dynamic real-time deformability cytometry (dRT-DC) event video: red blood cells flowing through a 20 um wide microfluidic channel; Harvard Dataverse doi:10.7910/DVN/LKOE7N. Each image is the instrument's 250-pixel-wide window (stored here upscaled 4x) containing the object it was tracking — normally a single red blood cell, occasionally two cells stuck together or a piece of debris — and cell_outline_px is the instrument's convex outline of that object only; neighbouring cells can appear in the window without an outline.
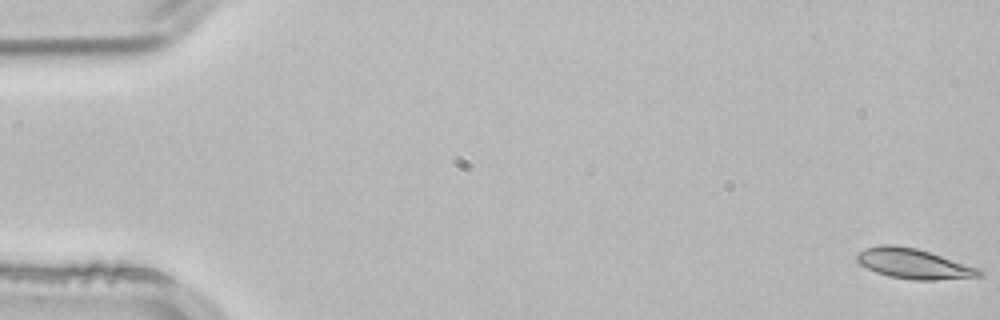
{"species": "common noctule bat (a hibernating species)", "species_latin": "Nyctalus noctula", "temperature_condition": "room temperature", "stored_images_in_passage": 53, "camera_frame_rate_fps": 3000, "um_per_image_px": 0.085, "animal": {"sex": "male", "body_mass_g": 21.5, "forearm_length_mm": 52.0}, "frame": {"image": 1, "passage_image": 1, "time_ms": 0.0, "image_size_px": [1000, 320], "cell_outline_px": [[984, 276], [936, 280], [912, 280], [888, 276], [876, 272], [860, 264], [856, 260], [856, 256], [860, 252], [868, 248], [880, 244], [892, 244], [916, 248], [980, 268], [984, 272]], "centroid_in_image_um": [77.7, 22.42], "position_along_channel_um": 7.3, "area_um2": 21.44}}
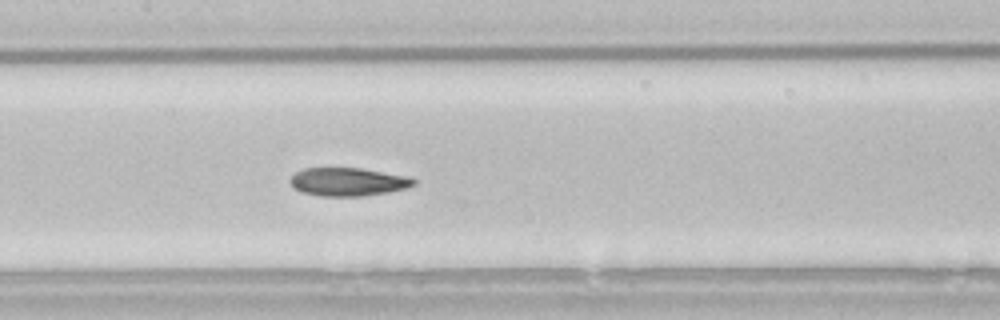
{"frame": {"image": 2, "passage_image": 26, "time_ms": 8.333, "image_size_px": [1000, 320], "cell_outline_px": [[416, 184], [408, 188], [388, 192], [364, 196], [320, 196], [300, 192], [292, 188], [288, 180], [296, 172], [304, 168], [360, 168], [408, 176], [416, 180]], "centroid_in_image_um": [29.56, 15.46], "position_along_channel_um": 177.8, "area_um2": 20.58}}
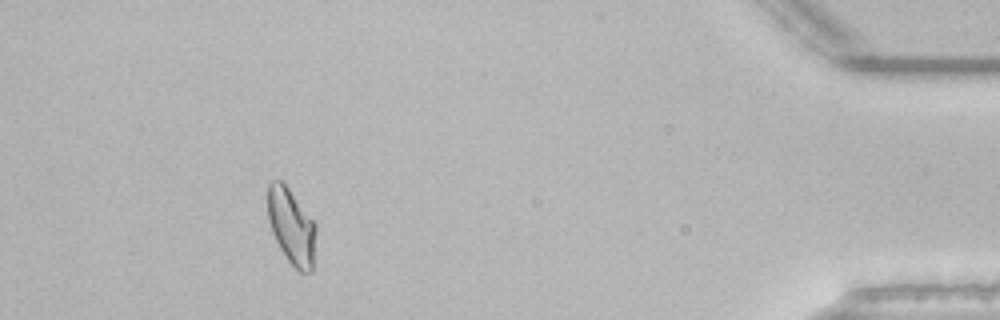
{"frame": {"image": 3, "passage_image": 49, "time_ms": 16.0, "image_size_px": [1000, 320], "cell_outline_px": [[316, 232], [312, 272], [300, 272], [288, 260], [280, 248], [272, 232], [268, 220], [268, 184], [272, 180], [284, 180], [316, 224]], "centroid_in_image_um": [24.78, 19.2], "position_along_channel_um": 410.4, "area_um2": 21.44}, "authors_computed_cell_mechanics": {"area_um2": 21.1548, "velocity_mm_per_s": 3.8261, "shape_relaxation_time_tau1_ms": 6.7761, "shape_relaxation_time_tau2_ms": 2.313, "deformation_change_tau1": 0.1888, "deformation_change_tau2": 0.0877}}